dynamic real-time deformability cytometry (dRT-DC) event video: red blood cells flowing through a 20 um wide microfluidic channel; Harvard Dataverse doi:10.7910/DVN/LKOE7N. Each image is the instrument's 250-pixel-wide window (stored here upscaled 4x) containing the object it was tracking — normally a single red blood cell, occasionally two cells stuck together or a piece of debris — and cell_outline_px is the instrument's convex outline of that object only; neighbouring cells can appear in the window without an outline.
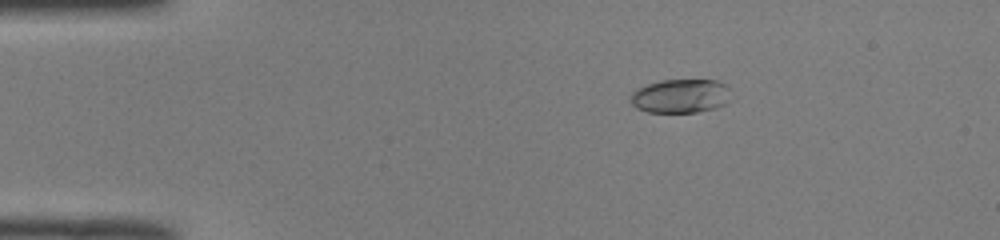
{"species": "common noctule bat (a hibernating species)", "species_latin": "Nyctalus noctula", "temperature_condition": "room temperature", "stored_images_in_passage": 20, "camera_frame_rate_fps": 3000, "um_per_image_px": 0.085, "animal": {"sex": "male", "body_mass_g": 19.0, "forearm_length_mm": 50.8}, "frame": {"image": 1, "passage_image": 1, "time_ms": 0.0, "image_size_px": [1000, 240], "cell_outline_px": [[728, 100], [724, 104], [716, 108], [696, 112], [648, 112], [636, 108], [632, 104], [632, 92], [648, 84], [660, 80], [716, 80], [724, 84], [728, 88]], "centroid_in_image_um": [57.84, 8.16], "position_along_channel_um": 27.2, "area_um2": 19.54}}
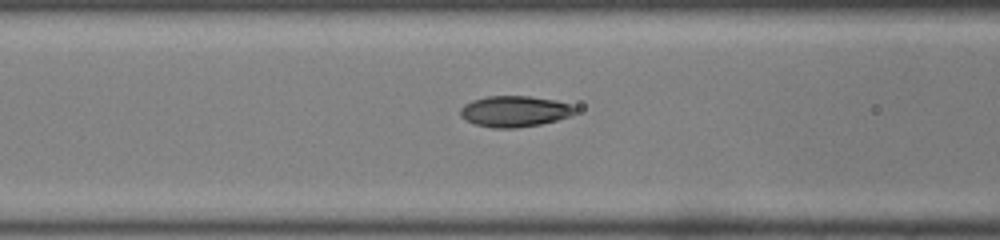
{"frame": {"image": 2, "passage_image": 13, "time_ms": 4.0, "image_size_px": [1000, 240], "cell_outline_px": [[576, 112], [572, 116], [540, 124], [516, 128], [492, 128], [476, 124], [460, 116], [460, 108], [464, 104], [472, 100], [488, 96], [528, 96], [556, 100], [568, 104], [576, 108]], "centroid_in_image_um": [43.74, 9.46], "position_along_channel_um": 122.9, "area_um2": 20.69}}
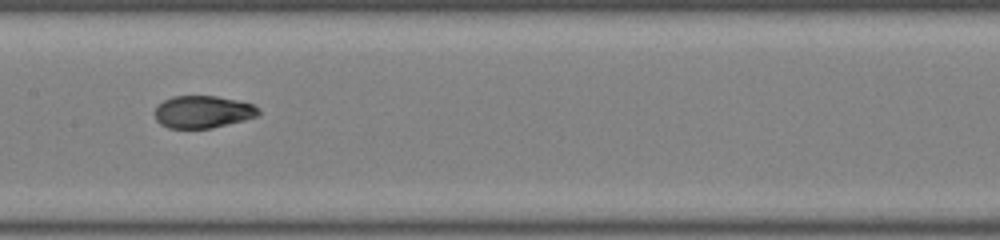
{"frame": {"image": 3, "passage_image": 18, "time_ms": 5.667, "image_size_px": [1000, 240], "cell_outline_px": [[260, 116], [212, 128], [168, 128], [160, 124], [156, 120], [156, 108], [164, 100], [172, 96], [216, 96], [236, 100], [252, 104], [260, 108]], "centroid_in_image_um": [17.27, 9.51], "position_along_channel_um": 190.1, "area_um2": 19.54}}